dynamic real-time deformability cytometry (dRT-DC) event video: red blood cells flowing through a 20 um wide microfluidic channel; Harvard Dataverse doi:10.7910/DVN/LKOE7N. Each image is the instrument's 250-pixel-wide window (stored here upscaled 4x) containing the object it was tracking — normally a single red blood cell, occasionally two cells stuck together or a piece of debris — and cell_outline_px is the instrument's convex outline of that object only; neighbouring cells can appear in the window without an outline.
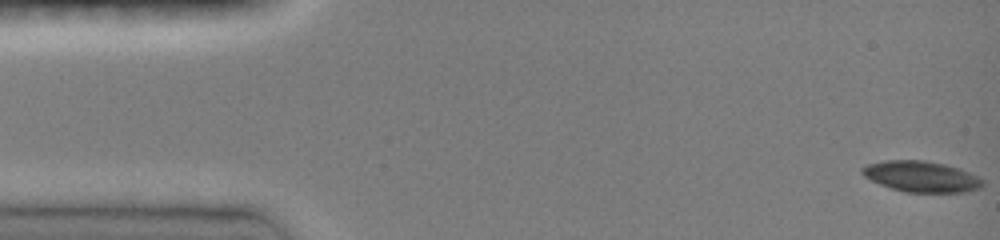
{"species": "common noctule bat (a hibernating species)", "species_latin": "Nyctalus noctula", "temperature_condition": "room temperature", "stored_images_in_passage": 47, "camera_frame_rate_fps": 3000, "um_per_image_px": 0.085, "animal": {"sex": "female", "body_mass_g": 19.0, "forearm_length_mm": 51.5}, "frame": {"image": 1, "passage_image": 1, "time_ms": 0.0, "image_size_px": [1000, 240], "cell_outline_px": [[984, 184], [980, 188], [964, 192], [904, 192], [880, 184], [864, 176], [860, 172], [860, 168], [868, 164], [884, 160], [924, 160], [944, 164], [960, 168], [980, 176], [984, 180]], "centroid_in_image_um": [78.34, 15.0], "position_along_channel_um": 6.7, "area_um2": 21.85}}
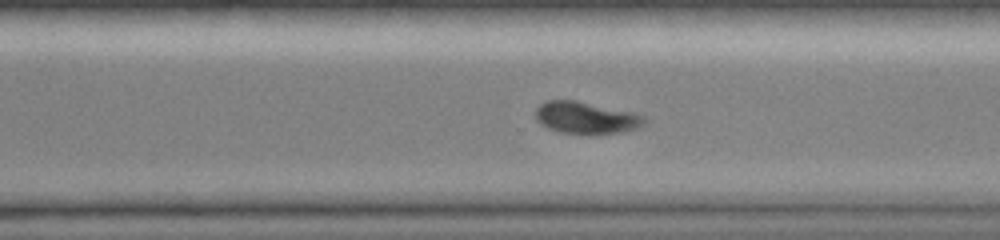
{"frame": {"image": 2, "passage_image": 33, "time_ms": 10.667, "image_size_px": [1000, 240], "cell_outline_px": [[644, 124], [636, 128], [624, 132], [560, 132], [548, 128], [540, 124], [536, 120], [536, 108], [540, 104], [548, 100], [576, 100], [632, 112], [644, 116]], "centroid_in_image_um": [49.77, 9.98], "position_along_channel_um": 320.8, "area_um2": 19.71}}
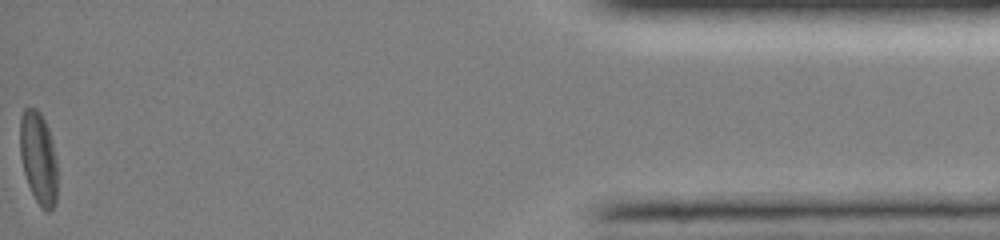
{"frame": {"image": 3, "passage_image": 47, "time_ms": 15.333, "image_size_px": [1000, 240], "cell_outline_px": [[56, 204], [48, 212], [44, 212], [40, 208], [28, 184], [24, 172], [20, 156], [20, 116], [24, 108], [36, 108], [40, 112], [48, 128], [52, 140], [56, 160]], "centroid_in_image_um": [3.26, 13.43], "position_along_channel_um": 431.9, "area_um2": 20.17}, "authors_computed_cell_mechanics": {"area_um2": 21.5016, "velocity_mm_per_s": 4.1126, "shape_relaxation_time_tau1_ms": 2.2211, "shape_relaxation_time_tau2_ms": null, "deformation_change_tau1": 0.0893, "deformation_change_tau2": null}}